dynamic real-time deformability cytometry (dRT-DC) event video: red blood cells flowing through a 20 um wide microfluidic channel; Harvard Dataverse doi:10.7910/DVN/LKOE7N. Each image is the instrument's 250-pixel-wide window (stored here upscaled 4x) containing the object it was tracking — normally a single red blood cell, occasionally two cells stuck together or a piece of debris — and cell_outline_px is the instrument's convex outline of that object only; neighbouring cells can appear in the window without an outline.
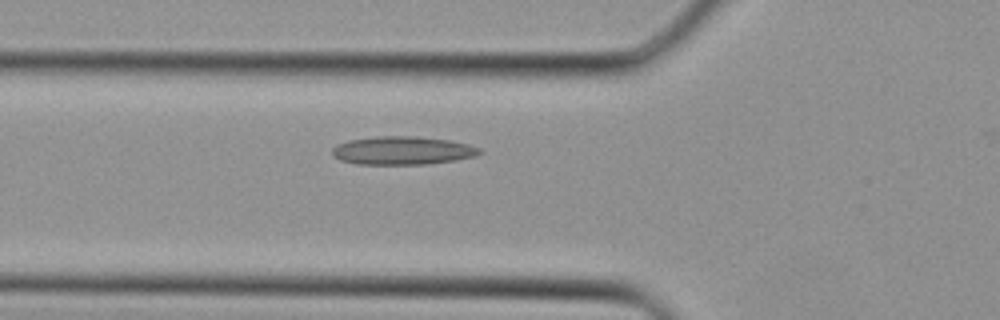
{"species": "Egyptian fruit bat (a non-hibernating species)", "species_latin": "Rousettus aegyptiacus", "temperature_condition": "cold", "stored_images_in_passage": 27, "camera_frame_rate_fps": 3000, "um_per_image_px": 0.085, "animal": {"sex": "female"}, "frame": {"image": 1, "passage_image": 5, "time_ms": 1.333, "image_size_px": [1000, 320], "cell_outline_px": [[484, 152], [476, 156], [456, 160], [428, 164], [356, 164], [340, 160], [332, 156], [332, 148], [336, 144], [348, 140], [376, 136], [412, 136], [448, 140], [468, 144], [480, 148]], "centroid_in_image_um": [34.2, 12.8], "position_along_channel_um": 91.6, "area_um2": 24.45}}
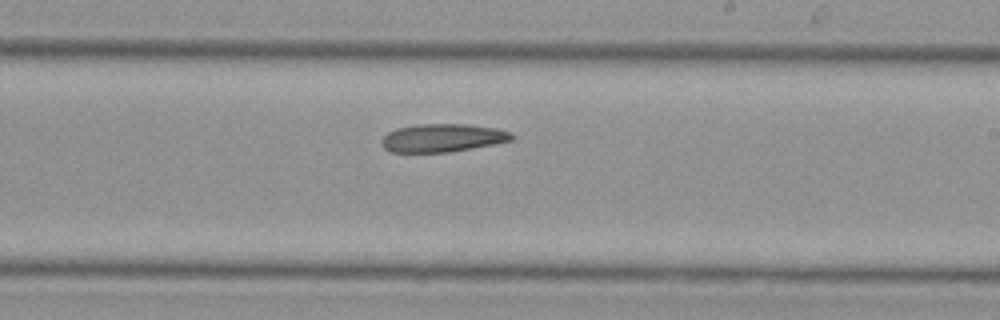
{"frame": {"image": 2, "passage_image": 14, "time_ms": 4.333, "image_size_px": [1000, 320], "cell_outline_px": [[516, 136], [512, 140], [472, 148], [448, 152], [392, 152], [384, 148], [380, 144], [380, 140], [388, 132], [396, 128], [416, 124], [468, 124], [496, 128], [512, 132]], "centroid_in_image_um": [37.6, 11.71], "position_along_channel_um": 251.4, "area_um2": 21.44}}
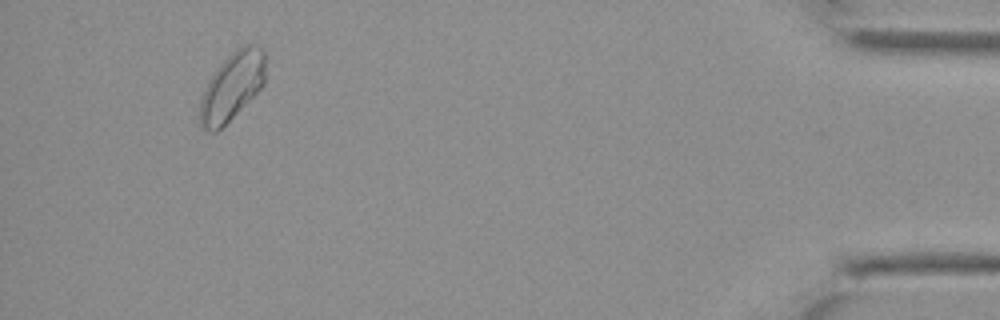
{"frame": {"image": 3, "passage_image": 27, "time_ms": 8.667, "image_size_px": [1000, 320], "cell_outline_px": [[264, 84], [216, 132], [208, 132], [200, 128], [200, 100], [204, 88], [212, 72], [236, 48], [244, 44], [252, 44], [260, 48], [264, 52]], "centroid_in_image_um": [19.67, 7.33], "position_along_channel_um": 415.5, "area_um2": 25.55}}